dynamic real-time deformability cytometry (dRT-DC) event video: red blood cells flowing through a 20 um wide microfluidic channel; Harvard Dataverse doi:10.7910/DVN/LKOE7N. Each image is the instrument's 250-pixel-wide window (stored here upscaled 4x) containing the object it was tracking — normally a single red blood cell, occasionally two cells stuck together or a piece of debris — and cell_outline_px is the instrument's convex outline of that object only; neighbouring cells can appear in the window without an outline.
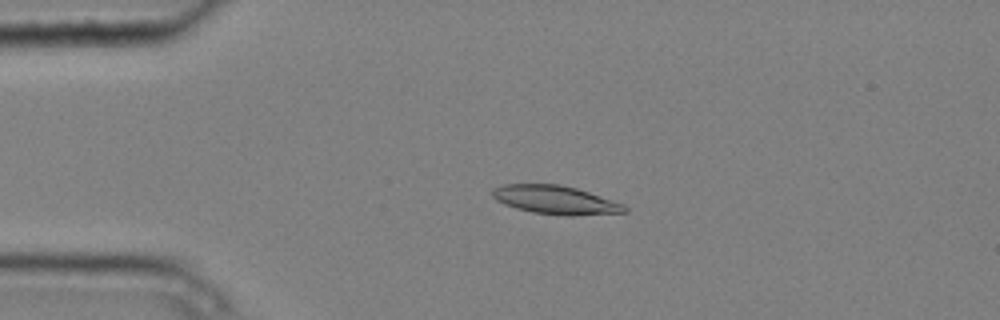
{"species": "common noctule bat (a hibernating species)", "species_latin": "Nyctalus noctula", "temperature_condition": "cold", "stored_images_in_passage": 2, "camera_frame_rate_fps": 3000, "um_per_image_px": 0.085, "animal": {"sex": "male", "body_mass_g": 20.4}, "frame": {"image": 1, "passage_image": 1, "time_ms": 0.0, "image_size_px": [1000, 320], "cell_outline_px": [[628, 212], [572, 216], [564, 216], [532, 212], [516, 208], [504, 204], [496, 200], [492, 196], [492, 188], [504, 184], [560, 184], [576, 188], [624, 204], [628, 208]], "centroid_in_image_um": [47.21, 17.0], "position_along_channel_um": 37.8, "area_um2": 22.08}}